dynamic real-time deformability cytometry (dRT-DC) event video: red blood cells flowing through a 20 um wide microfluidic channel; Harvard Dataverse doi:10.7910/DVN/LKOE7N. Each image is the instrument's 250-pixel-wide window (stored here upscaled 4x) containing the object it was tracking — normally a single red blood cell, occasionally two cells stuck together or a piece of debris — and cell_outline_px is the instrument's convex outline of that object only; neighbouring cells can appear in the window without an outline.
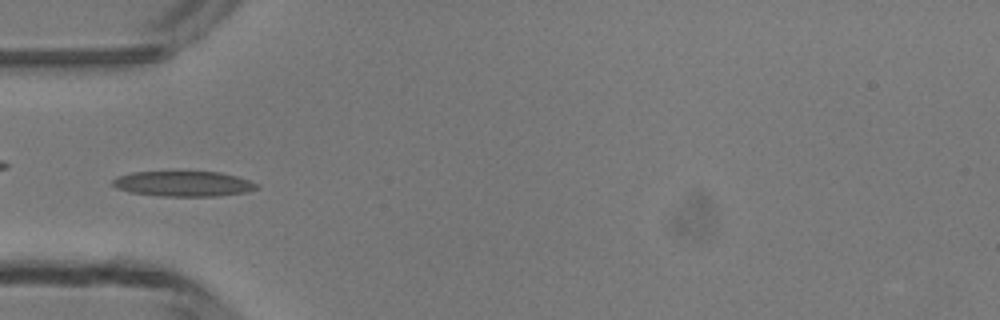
{"species": "common noctule bat (a hibernating species)", "species_latin": "Nyctalus noctula", "temperature_condition": "room temperature", "stored_images_in_passage": 48, "camera_frame_rate_fps": 3000, "um_per_image_px": 0.085, "animal": {"sex": "male", "body_mass_g": 13.3}, "frame": {"image": 1, "passage_image": 15, "time_ms": 4.667, "image_size_px": [1000, 320], "cell_outline_px": [[260, 188], [248, 192], [220, 196], [160, 196], [128, 192], [116, 188], [112, 184], [112, 180], [116, 176], [132, 172], [220, 172], [236, 176], [260, 184]], "centroid_in_image_um": [15.6, 15.63], "position_along_channel_um": 69.4, "area_um2": 21.44}}
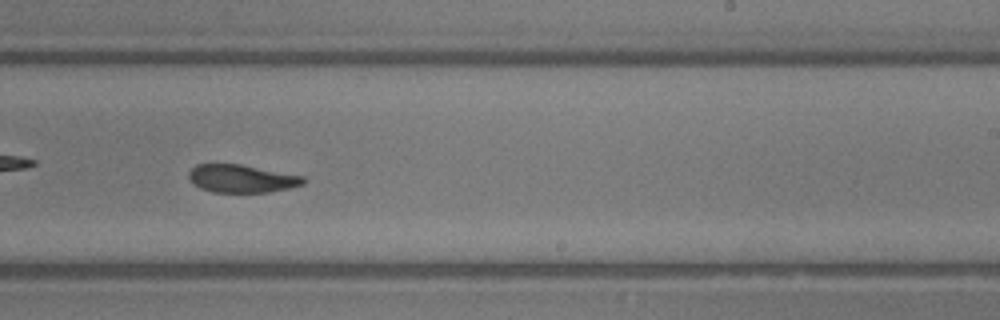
{"frame": {"image": 2, "passage_image": 29, "time_ms": 9.333, "image_size_px": [1000, 320], "cell_outline_px": [[308, 180], [304, 184], [288, 188], [268, 192], [212, 192], [200, 188], [192, 184], [188, 176], [188, 172], [196, 164], [240, 164], [304, 176]], "centroid_in_image_um": [20.53, 15.18], "position_along_channel_um": 268.5, "area_um2": 18.73}}
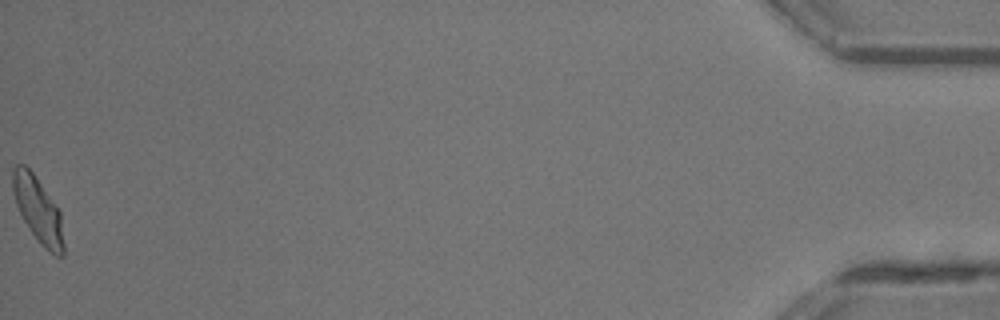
{"frame": {"image": 3, "passage_image": 48, "time_ms": 15.667, "image_size_px": [1000, 320], "cell_outline_px": [[64, 256], [56, 256], [44, 248], [40, 244], [24, 220], [16, 204], [12, 192], [12, 168], [16, 164], [24, 164], [36, 176], [60, 212], [64, 244]], "centroid_in_image_um": [3.22, 17.82], "position_along_channel_um": 432.0, "area_um2": 19.31}, "authors_computed_cell_mechanics": {"area_um2": 19.9121, "velocity_mm_per_s": 4.2577, "shape_relaxation_time_tau1_ms": 8.962, "shape_relaxation_time_tau2_ms": 2.3828, "deformation_change_tau1": 0.278, "deformation_change_tau2": 0.0763}}